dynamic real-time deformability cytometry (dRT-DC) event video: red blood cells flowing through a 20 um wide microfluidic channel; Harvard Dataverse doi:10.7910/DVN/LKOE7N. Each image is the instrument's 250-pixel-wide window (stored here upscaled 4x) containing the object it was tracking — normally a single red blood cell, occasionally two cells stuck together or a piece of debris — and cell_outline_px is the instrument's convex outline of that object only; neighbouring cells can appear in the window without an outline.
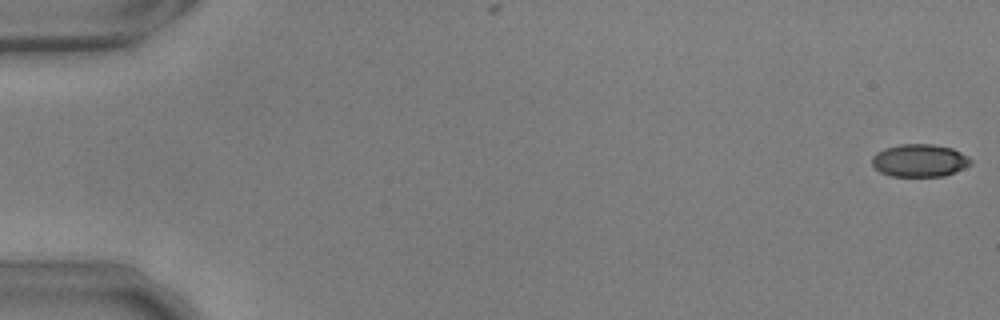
{"species": "common noctule bat (a hibernating species)", "species_latin": "Nyctalus noctula", "temperature_condition": "warm", "stored_images_in_passage": 55, "camera_frame_rate_fps": 3000, "um_per_image_px": 0.085, "animal": {"sex": "male", "body_mass_g": 17.9, "forearm_length_mm": 54.2}, "frame": {"image": 1, "passage_image": 1, "time_ms": 0.0, "image_size_px": [1000, 320], "cell_outline_px": [[972, 164], [964, 168], [944, 176], [892, 176], [880, 172], [872, 164], [872, 156], [876, 152], [884, 148], [900, 144], [932, 144], [952, 148], [968, 156], [972, 160]], "centroid_in_image_um": [78.17, 13.63], "position_along_channel_um": 6.8, "area_um2": 18.84}}
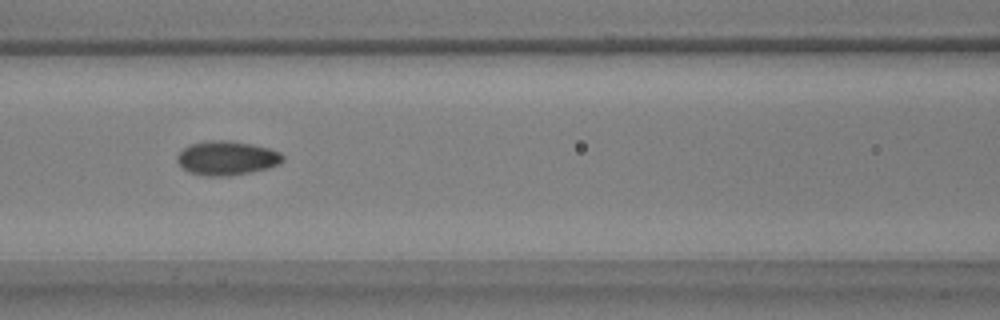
{"frame": {"image": 2, "passage_image": 25, "time_ms": 8.0, "image_size_px": [1000, 320], "cell_outline_px": [[284, 160], [280, 164], [268, 168], [252, 172], [228, 176], [208, 176], [188, 172], [176, 160], [176, 156], [188, 144], [204, 140], [224, 140], [252, 144], [268, 148], [280, 152], [284, 156]], "centroid_in_image_um": [19.28, 13.43], "position_along_channel_um": 147.3, "area_um2": 21.15}}
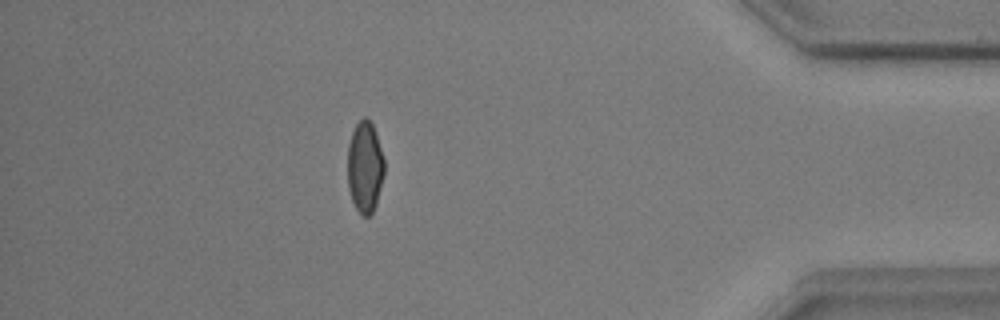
{"frame": {"image": 3, "passage_image": 49, "time_ms": 16.0, "image_size_px": [1000, 320], "cell_outline_px": [[384, 172], [376, 204], [372, 212], [368, 216], [364, 216], [356, 208], [352, 200], [348, 188], [348, 144], [352, 132], [356, 124], [364, 116], [372, 124], [376, 132], [384, 160]], "centroid_in_image_um": [31.01, 14.18], "position_along_channel_um": 404.2, "area_um2": 19.36}, "authors_computed_cell_mechanics": {"area_um2": 19.652, "velocity_mm_per_s": 3.7114, "shape_relaxation_time_tau1_ms": 4.5746, "shape_relaxation_time_tau2_ms": 1.2363, "deformation_change_tau1": 0.119, "deformation_change_tau2": 0.0384}}